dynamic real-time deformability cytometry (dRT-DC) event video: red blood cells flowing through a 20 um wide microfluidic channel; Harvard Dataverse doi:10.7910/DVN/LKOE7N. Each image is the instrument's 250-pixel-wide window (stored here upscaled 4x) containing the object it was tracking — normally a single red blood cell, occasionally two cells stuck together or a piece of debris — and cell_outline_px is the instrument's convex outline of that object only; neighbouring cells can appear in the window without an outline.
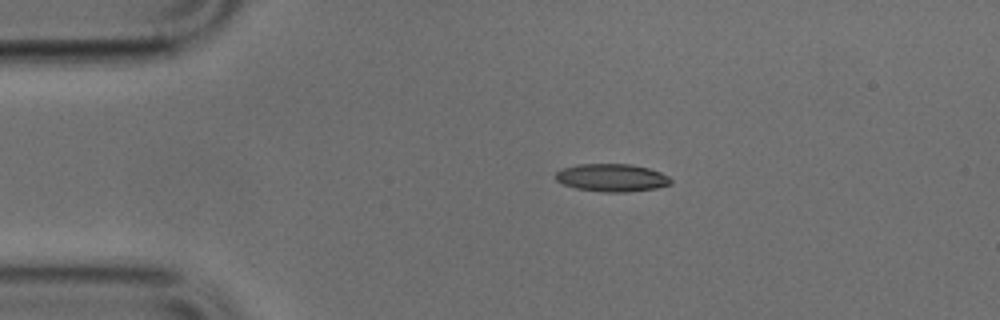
{"species": "common noctule bat (a hibernating species)", "species_latin": "Nyctalus noctula", "temperature_condition": "cold", "stored_images_in_passage": 30, "camera_frame_rate_fps": 3000, "um_per_image_px": 0.085, "animal": {"sex": "male", "body_mass_g": 17.9, "forearm_length_mm": 54.2}, "frame": {"image": 1, "passage_image": 1, "time_ms": 0.0, "image_size_px": [1000, 320], "cell_outline_px": [[672, 184], [656, 188], [628, 192], [604, 192], [576, 188], [564, 184], [556, 180], [556, 172], [560, 168], [576, 164], [632, 164], [648, 168], [660, 172], [668, 176], [672, 180]], "centroid_in_image_um": [52.0, 15.1], "position_along_channel_um": 33.0, "area_um2": 18.73}}
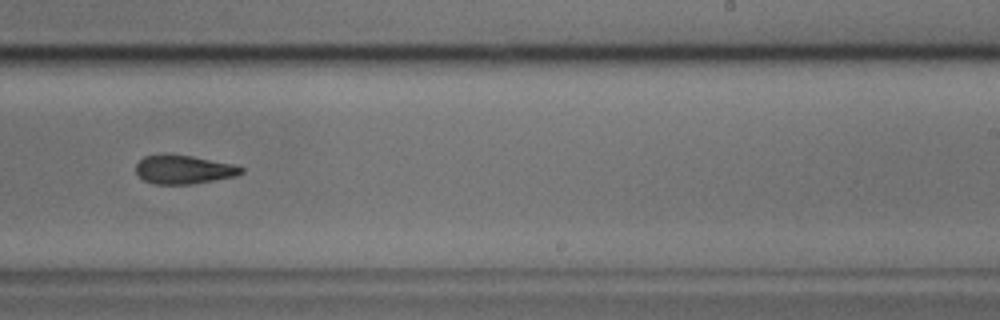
{"frame": {"image": 2, "passage_image": 22, "time_ms": 7.0, "image_size_px": [1000, 320], "cell_outline_px": [[244, 172], [236, 176], [192, 184], [152, 184], [144, 180], [136, 172], [136, 164], [144, 156], [164, 152], [168, 152], [192, 156], [232, 164], [244, 168]], "centroid_in_image_um": [15.58, 14.39], "position_along_channel_um": 273.4, "area_um2": 17.92}}
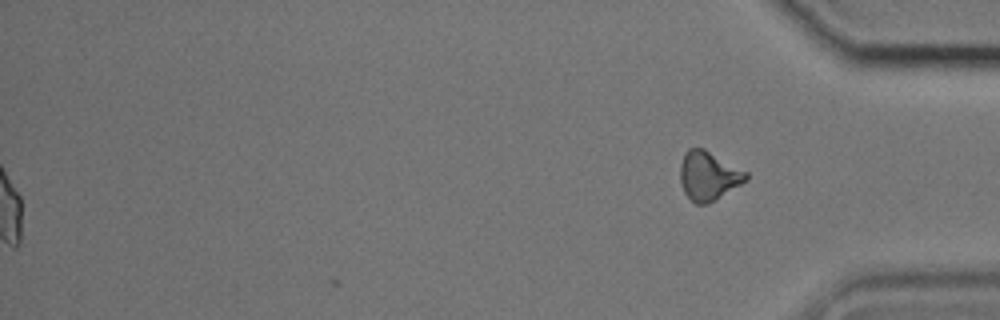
{"frame": {"image": 3, "passage_image": 30, "time_ms": 9.667, "image_size_px": [1000, 320], "cell_outline_px": [[748, 180], [708, 204], [696, 204], [684, 192], [680, 184], [680, 164], [684, 152], [688, 148], [704, 148], [748, 172]], "centroid_in_image_um": [60.21, 14.93], "position_along_channel_um": 375.0, "area_um2": 18.9}}